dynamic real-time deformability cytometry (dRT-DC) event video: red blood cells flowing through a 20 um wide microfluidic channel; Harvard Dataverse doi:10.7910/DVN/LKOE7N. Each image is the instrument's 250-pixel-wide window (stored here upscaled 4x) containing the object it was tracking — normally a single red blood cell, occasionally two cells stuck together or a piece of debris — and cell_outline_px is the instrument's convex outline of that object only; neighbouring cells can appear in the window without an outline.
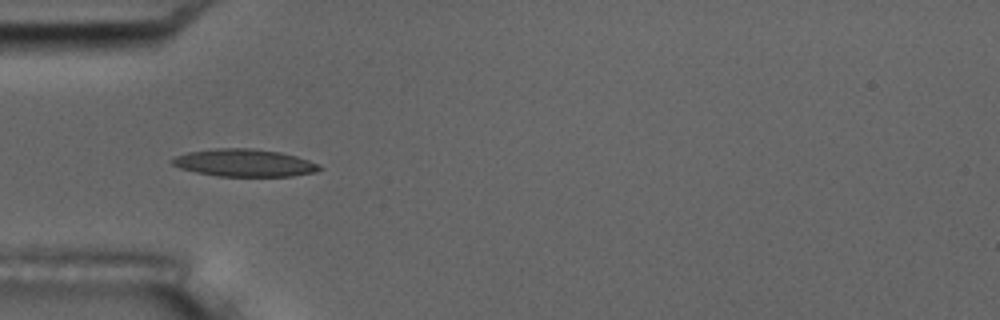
{"species": "common noctule bat (a hibernating species)", "species_latin": "Nyctalus noctula", "temperature_condition": "room temperature", "stored_images_in_passage": 53, "camera_frame_rate_fps": 3000, "um_per_image_px": 0.085, "animal": {"sex": "male", "body_mass_g": 17.5, "forearm_length_mm": 52.3}, "frame": {"image": 1, "passage_image": 16, "time_ms": 5.0, "image_size_px": [1000, 320], "cell_outline_px": [[324, 168], [316, 172], [292, 176], [216, 176], [196, 172], [180, 168], [172, 164], [168, 160], [176, 156], [188, 152], [216, 148], [252, 148], [280, 152], [296, 156], [320, 164]], "centroid_in_image_um": [20.78, 13.84], "position_along_channel_um": 64.2, "area_um2": 23.7}, "authors_computed_cell_mechanics": {"area_um2": 22.0218, "velocity_mm_per_s": 3.6969, "shape_relaxation_time_tau1_ms": 4.1009, "shape_relaxation_time_tau2_ms": 2.541, "deformation_change_tau1": 0.1676, "deformation_change_tau2": 0.1097}}